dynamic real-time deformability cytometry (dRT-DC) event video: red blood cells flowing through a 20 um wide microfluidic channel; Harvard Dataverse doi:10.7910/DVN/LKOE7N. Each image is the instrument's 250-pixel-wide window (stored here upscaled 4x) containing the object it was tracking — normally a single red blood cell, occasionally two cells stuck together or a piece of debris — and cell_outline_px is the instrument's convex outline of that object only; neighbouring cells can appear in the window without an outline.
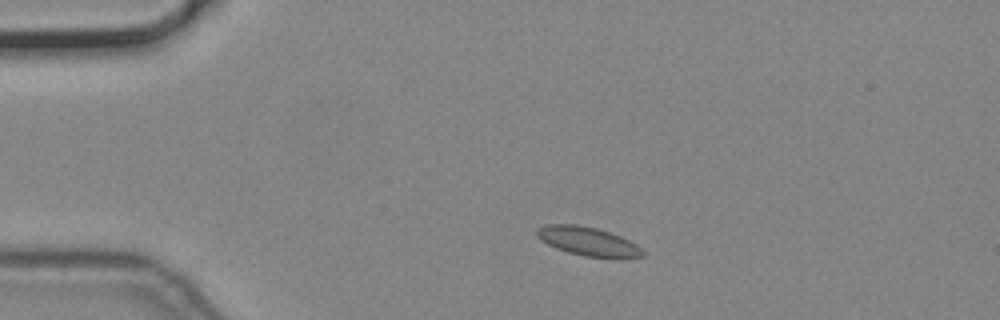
{"species": "common noctule bat (a hibernating species)", "species_latin": "Nyctalus noctula", "temperature_condition": "cold", "stored_images_in_passage": 8, "camera_frame_rate_fps": 3000, "um_per_image_px": 0.085, "animal": {"sex": "male", "body_mass_g": 19.2, "forearm_length_mm": 51.8}, "frame": {"image": 1, "passage_image": 1, "time_ms": 0.0, "image_size_px": [1000, 320], "cell_outline_px": [[644, 256], [584, 256], [568, 252], [556, 248], [540, 240], [536, 236], [536, 228], [548, 224], [576, 224], [596, 228], [620, 236], [636, 244], [644, 252]], "centroid_in_image_um": [49.88, 20.48], "position_along_channel_um": 35.1, "area_um2": 17.22}}
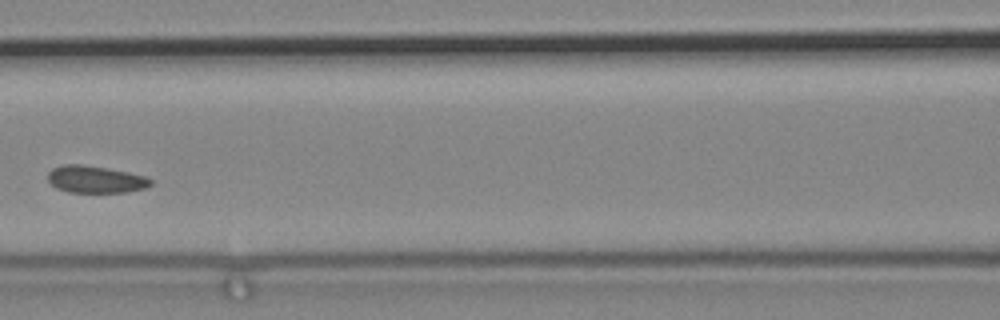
{"frame": {"image": 2, "passage_image": 5, "time_ms": 1.333, "image_size_px": [1000, 320], "cell_outline_px": [[152, 184], [144, 188], [128, 192], [68, 192], [56, 188], [48, 180], [48, 172], [52, 168], [64, 164], [80, 164], [128, 172], [144, 176], [152, 180]], "centroid_in_image_um": [8.09, 15.25], "position_along_channel_um": 158.5, "area_um2": 16.13}}
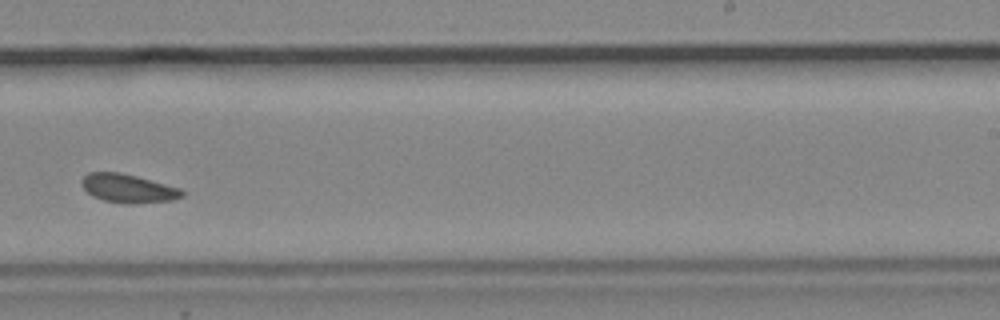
{"frame": {"image": 3, "passage_image": 8, "time_ms": 2.333, "image_size_px": [1000, 320], "cell_outline_px": [[184, 196], [172, 200], [132, 204], [124, 204], [104, 200], [92, 196], [80, 184], [80, 180], [88, 172], [120, 172], [136, 176], [180, 188], [184, 192]], "centroid_in_image_um": [10.87, 16.01], "position_along_channel_um": 278.1, "area_um2": 16.76}}